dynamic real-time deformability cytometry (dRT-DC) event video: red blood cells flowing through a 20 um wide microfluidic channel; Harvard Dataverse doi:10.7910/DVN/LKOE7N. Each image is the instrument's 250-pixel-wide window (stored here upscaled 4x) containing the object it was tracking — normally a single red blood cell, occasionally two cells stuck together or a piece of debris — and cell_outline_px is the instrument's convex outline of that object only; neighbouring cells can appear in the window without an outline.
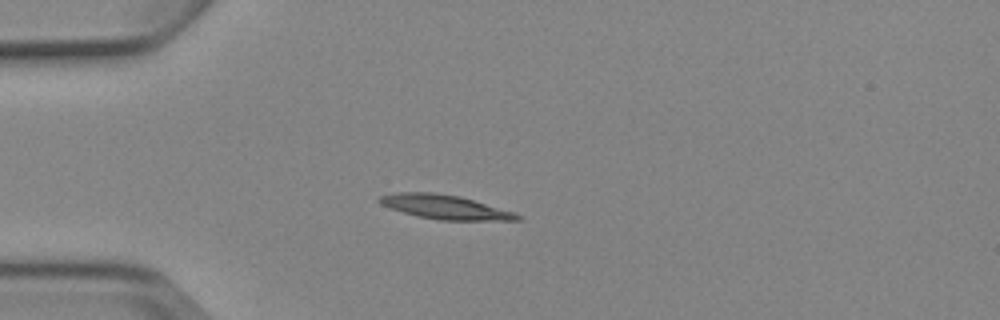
{"species": "Egyptian fruit bat (a non-hibernating species)", "species_latin": "Rousettus aegyptiacus", "temperature_condition": "cold", "stored_images_in_passage": 4, "camera_frame_rate_fps": 3000, "um_per_image_px": 0.085, "animal": {"sex": "female"}, "frame": {"image": 1, "passage_image": 3, "time_ms": 2.667, "image_size_px": [1000, 320], "cell_outline_px": [[524, 216], [520, 220], [440, 220], [416, 216], [380, 204], [376, 200], [380, 196], [396, 192], [432, 192], [460, 196], [516, 212]], "centroid_in_image_um": [37.86, 17.59], "position_along_channel_um": 47.1, "area_um2": 19.48}}